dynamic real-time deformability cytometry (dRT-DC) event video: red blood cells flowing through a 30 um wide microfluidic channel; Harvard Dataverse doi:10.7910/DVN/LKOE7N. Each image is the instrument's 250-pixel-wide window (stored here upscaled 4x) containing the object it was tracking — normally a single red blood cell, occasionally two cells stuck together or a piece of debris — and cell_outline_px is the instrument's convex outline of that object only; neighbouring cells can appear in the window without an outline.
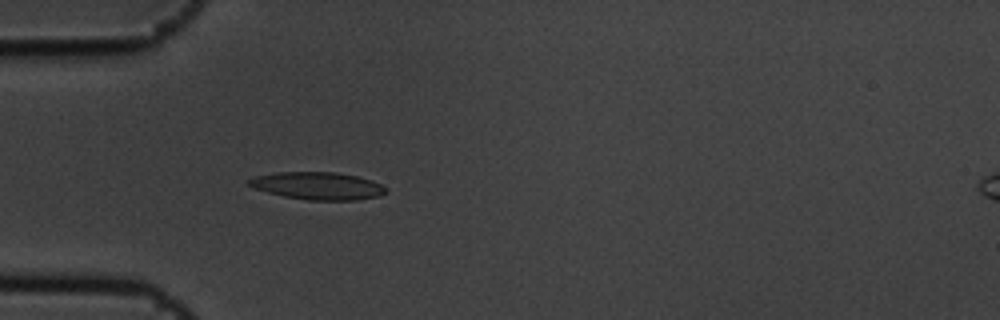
{"species": "common noctule bat (a hibernating species)", "species_latin": "Nyctalus noctula", "temperature_condition": "cold", "stored_images_in_passage": 5, "camera_frame_rate_fps": 3000, "um_per_image_px": 0.085, "animal": {"sex": "male", "body_mass_g": 19.5, "forearm_length_mm": 54.6}, "frame": {"image": 1, "passage_image": 5, "time_ms": 1.333, "image_size_px": [1000, 320], "cell_outline_px": [[388, 192], [380, 196], [356, 200], [308, 200], [284, 196], [268, 192], [256, 188], [248, 184], [248, 180], [256, 176], [276, 172], [336, 172], [356, 176], [372, 180], [388, 188]], "centroid_in_image_um": [27.07, 15.79], "position_along_channel_um": 57.9, "area_um2": 21.91}}